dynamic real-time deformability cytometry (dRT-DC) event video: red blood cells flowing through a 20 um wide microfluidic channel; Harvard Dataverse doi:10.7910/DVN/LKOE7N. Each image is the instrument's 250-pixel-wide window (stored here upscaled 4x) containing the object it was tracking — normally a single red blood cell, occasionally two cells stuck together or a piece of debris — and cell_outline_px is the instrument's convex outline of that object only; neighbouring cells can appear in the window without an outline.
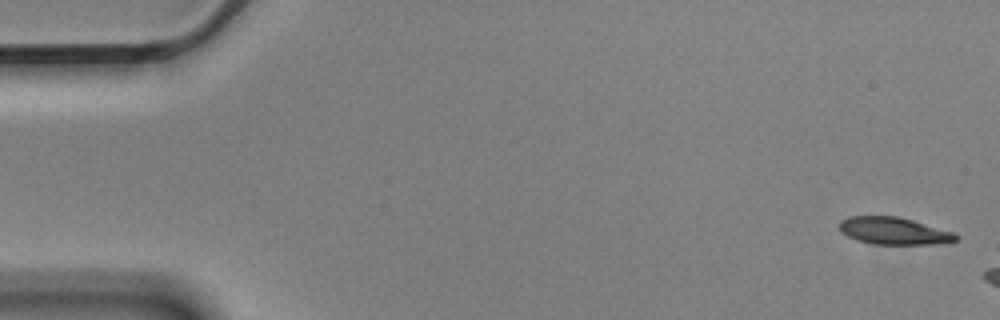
{"species": "Egyptian fruit bat (a non-hibernating species)", "species_latin": "Rousettus aegyptiacus", "temperature_condition": "cold", "stored_images_in_passage": 4, "camera_frame_rate_fps": 3000, "um_per_image_px": 0.085, "animal": {"sex": "male"}, "frame": {"image": 1, "passage_image": 1, "time_ms": 0.0, "image_size_px": [1000, 320], "cell_outline_px": [[960, 236], [956, 240], [932, 244], [872, 244], [856, 240], [840, 232], [840, 220], [848, 216], [896, 216], [912, 220], [956, 232]], "centroid_in_image_um": [75.97, 19.62], "position_along_channel_um": 9.0, "area_um2": 18.55}}